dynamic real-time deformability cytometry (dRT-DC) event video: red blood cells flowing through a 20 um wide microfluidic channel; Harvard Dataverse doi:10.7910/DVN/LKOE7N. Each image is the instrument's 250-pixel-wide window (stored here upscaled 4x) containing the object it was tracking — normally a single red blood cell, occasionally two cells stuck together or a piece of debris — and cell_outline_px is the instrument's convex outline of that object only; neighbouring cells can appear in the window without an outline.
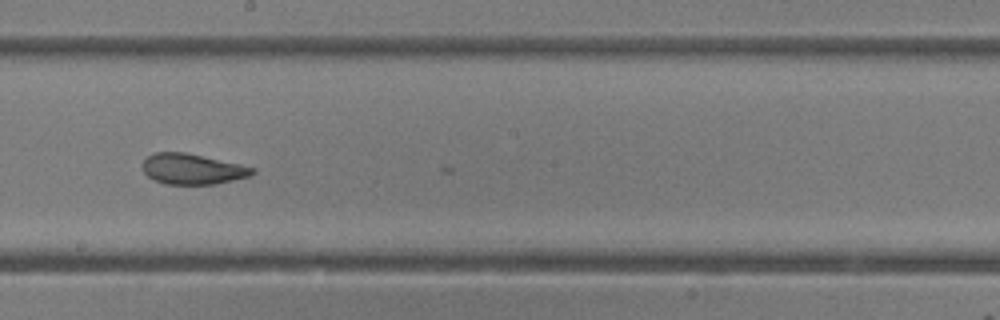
{"species": "common noctule bat (a hibernating species)", "species_latin": "Nyctalus noctula", "temperature_condition": "room temperature", "stored_images_in_passage": 19, "camera_frame_rate_fps": 3000, "um_per_image_px": 0.085, "animal": {"sex": "female"}, "frame": {"image": 1, "passage_image": 13, "time_ms": 4.0, "image_size_px": [1000, 320], "cell_outline_px": [[256, 172], [252, 176], [216, 184], [164, 184], [148, 176], [144, 172], [144, 160], [148, 156], [156, 152], [184, 152], [240, 164], [256, 168]], "centroid_in_image_um": [16.41, 14.37], "position_along_channel_um": 231.8, "area_um2": 19.48}}
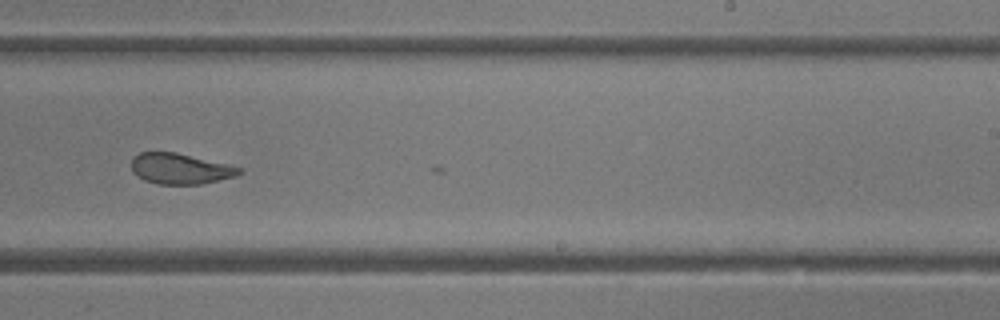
{"frame": {"image": 2, "passage_image": 16, "time_ms": 5.0, "image_size_px": [1000, 320], "cell_outline_px": [[244, 172], [236, 176], [200, 184], [156, 184], [144, 180], [136, 176], [132, 172], [132, 156], [140, 152], [176, 152], [244, 168]], "centroid_in_image_um": [15.31, 14.34], "position_along_channel_um": 273.7, "area_um2": 19.42}}